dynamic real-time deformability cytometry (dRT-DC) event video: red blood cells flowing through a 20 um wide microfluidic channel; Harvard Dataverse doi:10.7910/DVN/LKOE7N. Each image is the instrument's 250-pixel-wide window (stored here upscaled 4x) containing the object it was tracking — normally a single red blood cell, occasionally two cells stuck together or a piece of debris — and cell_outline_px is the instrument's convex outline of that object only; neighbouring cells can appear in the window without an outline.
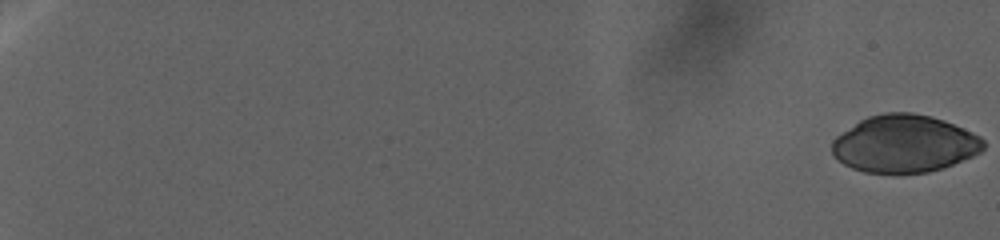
{"species": "human", "species_latin": "Homo sapiens", "temperature_condition": "warm", "stored_images_in_passage": 157, "camera_frame_rate_fps": 3000, "um_per_image_px": 0.085, "donor": {"sex": "female"}, "frame": {"image": 1, "passage_image": 1, "time_ms": 0.0, "image_size_px": [1000, 240], "cell_outline_px": [[984, 148], [980, 152], [972, 156], [944, 168], [928, 172], [864, 172], [852, 168], [844, 164], [832, 156], [832, 140], [836, 136], [860, 120], [868, 116], [884, 112], [912, 112], [932, 116], [944, 120], [972, 132], [980, 136], [984, 140]], "centroid_in_image_um": [76.86, 12.21], "position_along_channel_um": 8.1, "area_um2": 50.63}}
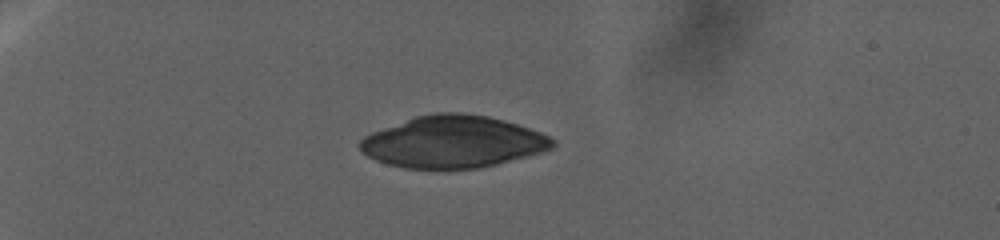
{"frame": {"image": 2, "passage_image": 134, "time_ms": 23.333, "image_size_px": [1000, 240], "cell_outline_px": [[556, 144], [552, 148], [540, 152], [496, 164], [476, 168], [404, 168], [388, 164], [376, 160], [368, 156], [356, 144], [364, 136], [372, 132], [416, 116], [436, 112], [460, 112], [488, 116], [504, 120], [540, 132], [556, 140]], "centroid_in_image_um": [38.49, 12.04], "position_along_channel_um": 46.5, "area_um2": 57.86}}